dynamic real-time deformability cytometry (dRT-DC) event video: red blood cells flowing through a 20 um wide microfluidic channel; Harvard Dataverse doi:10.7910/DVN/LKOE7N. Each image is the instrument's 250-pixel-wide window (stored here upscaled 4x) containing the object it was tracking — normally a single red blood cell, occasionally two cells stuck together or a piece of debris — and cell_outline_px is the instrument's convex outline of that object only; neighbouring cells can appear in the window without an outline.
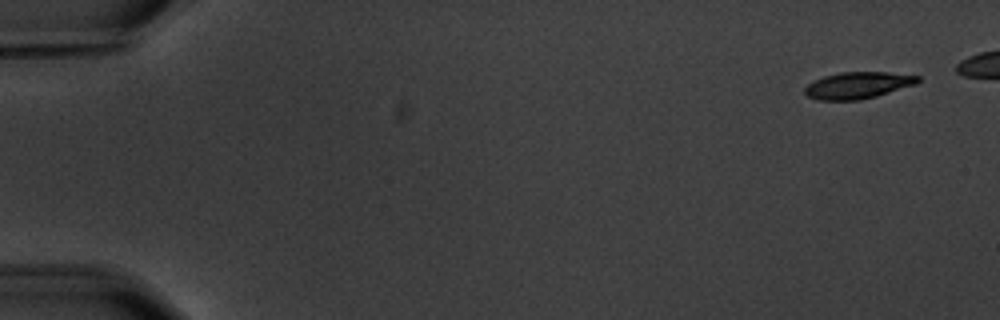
{"species": "common noctule bat (a hibernating species)", "species_latin": "Nyctalus noctula", "temperature_condition": "warm", "stored_images_in_passage": 11, "camera_frame_rate_fps": 3000, "um_per_image_px": 0.085, "animal": {"sex": "male", "body_mass_g": 20.1, "forearm_length_mm": 53.5}, "frame": {"image": 1, "passage_image": 1, "time_ms": 0.0, "image_size_px": [1000, 320], "cell_outline_px": [[920, 80], [916, 84], [876, 96], [860, 100], [820, 100], [808, 96], [804, 92], [804, 88], [808, 84], [824, 76], [840, 72], [888, 72], [920, 76]], "centroid_in_image_um": [72.93, 7.25], "position_along_channel_um": 12.1, "area_um2": 17.46}}
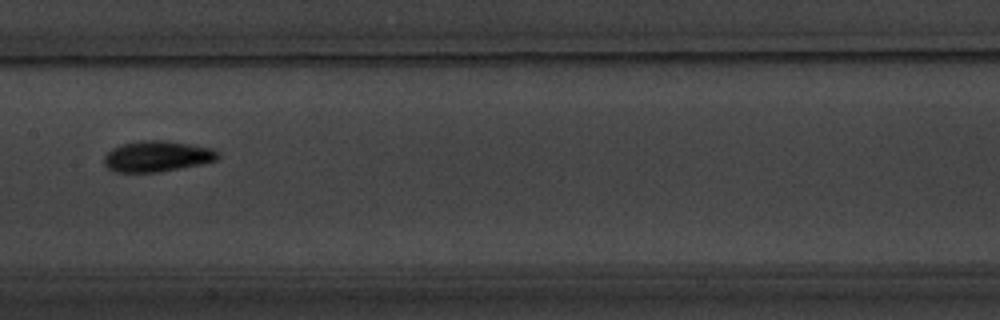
{"frame": {"image": 2, "passage_image": 8, "time_ms": 9.0, "image_size_px": [1000, 320], "cell_outline_px": [[220, 156], [216, 160], [200, 164], [160, 172], [116, 172], [108, 168], [104, 164], [104, 156], [112, 148], [120, 144], [140, 140], [164, 140], [192, 144], [212, 148], [220, 152]], "centroid_in_image_um": [13.36, 13.27], "position_along_channel_um": 194.0, "area_um2": 20.63}}